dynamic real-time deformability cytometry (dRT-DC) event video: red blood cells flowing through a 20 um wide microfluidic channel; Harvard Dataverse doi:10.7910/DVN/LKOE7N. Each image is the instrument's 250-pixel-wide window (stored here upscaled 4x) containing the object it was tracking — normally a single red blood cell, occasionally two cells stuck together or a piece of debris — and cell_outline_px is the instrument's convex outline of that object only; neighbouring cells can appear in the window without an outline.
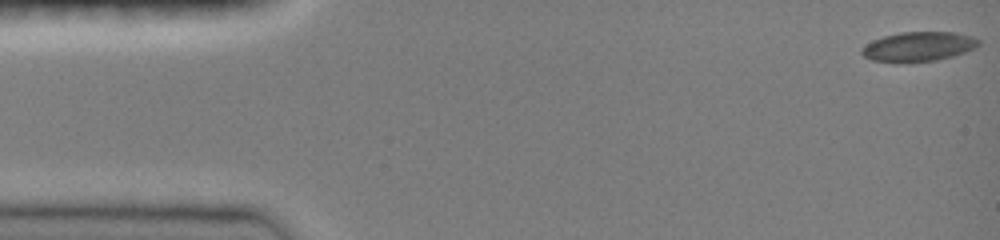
{"species": "common noctule bat (a hibernating species)", "species_latin": "Nyctalus noctula", "temperature_condition": "room temperature", "stored_images_in_passage": 8, "camera_frame_rate_fps": 3000, "um_per_image_px": 0.085, "animal": {"sex": "female", "body_mass_g": 19.0, "forearm_length_mm": 51.5}, "frame": {"image": 1, "passage_image": 1, "time_ms": 0.0, "image_size_px": [1000, 240], "cell_outline_px": [[980, 44], [976, 48], [952, 56], [936, 60], [896, 64], [872, 60], [864, 56], [860, 52], [860, 48], [872, 40], [884, 36], [900, 32], [956, 32], [972, 36], [980, 40]], "centroid_in_image_um": [78.04, 3.97], "position_along_channel_um": 7.0, "area_um2": 20.52}}